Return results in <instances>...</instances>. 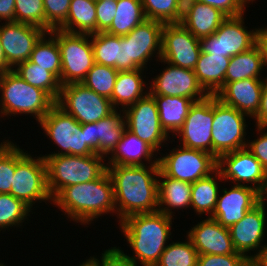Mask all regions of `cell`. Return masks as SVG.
Listing matches in <instances>:
<instances>
[{
	"instance_id": "6da1fadb",
	"label": "cell",
	"mask_w": 267,
	"mask_h": 266,
	"mask_svg": "<svg viewBox=\"0 0 267 266\" xmlns=\"http://www.w3.org/2000/svg\"><path fill=\"white\" fill-rule=\"evenodd\" d=\"M114 188L116 222L158 209L159 164L107 166Z\"/></svg>"
},
{
	"instance_id": "7a4b0ae2",
	"label": "cell",
	"mask_w": 267,
	"mask_h": 266,
	"mask_svg": "<svg viewBox=\"0 0 267 266\" xmlns=\"http://www.w3.org/2000/svg\"><path fill=\"white\" fill-rule=\"evenodd\" d=\"M174 219L177 218L159 211L127 216L118 223V228L133 254L124 253L119 246L114 247L136 266H155L173 238Z\"/></svg>"
},
{
	"instance_id": "3957f363",
	"label": "cell",
	"mask_w": 267,
	"mask_h": 266,
	"mask_svg": "<svg viewBox=\"0 0 267 266\" xmlns=\"http://www.w3.org/2000/svg\"><path fill=\"white\" fill-rule=\"evenodd\" d=\"M52 205L58 207L68 222L85 227L103 215L116 216L113 182L108 171L96 180L63 188L53 198Z\"/></svg>"
},
{
	"instance_id": "277c9868",
	"label": "cell",
	"mask_w": 267,
	"mask_h": 266,
	"mask_svg": "<svg viewBox=\"0 0 267 266\" xmlns=\"http://www.w3.org/2000/svg\"><path fill=\"white\" fill-rule=\"evenodd\" d=\"M0 119L32 117L36 123L49 112L55 101L42 89L32 86L12 69L0 72Z\"/></svg>"
},
{
	"instance_id": "5b68a950",
	"label": "cell",
	"mask_w": 267,
	"mask_h": 266,
	"mask_svg": "<svg viewBox=\"0 0 267 266\" xmlns=\"http://www.w3.org/2000/svg\"><path fill=\"white\" fill-rule=\"evenodd\" d=\"M42 157L46 163L48 189L52 198L63 188L96 180L107 170L106 158L99 154Z\"/></svg>"
},
{
	"instance_id": "8992f818",
	"label": "cell",
	"mask_w": 267,
	"mask_h": 266,
	"mask_svg": "<svg viewBox=\"0 0 267 266\" xmlns=\"http://www.w3.org/2000/svg\"><path fill=\"white\" fill-rule=\"evenodd\" d=\"M19 146L16 143V169L10 194L22 200L32 210L39 208L38 203L52 205L53 198L48 189L45 159L41 154H35L34 157L30 151Z\"/></svg>"
},
{
	"instance_id": "52a82bcc",
	"label": "cell",
	"mask_w": 267,
	"mask_h": 266,
	"mask_svg": "<svg viewBox=\"0 0 267 266\" xmlns=\"http://www.w3.org/2000/svg\"><path fill=\"white\" fill-rule=\"evenodd\" d=\"M37 127H41L44 134L56 146V151L49 155H77L89 156L96 154L87 144L85 132H82L80 124L72 115L66 113L56 103L41 119ZM58 146V148H57ZM60 150V151H59Z\"/></svg>"
},
{
	"instance_id": "ba28073f",
	"label": "cell",
	"mask_w": 267,
	"mask_h": 266,
	"mask_svg": "<svg viewBox=\"0 0 267 266\" xmlns=\"http://www.w3.org/2000/svg\"><path fill=\"white\" fill-rule=\"evenodd\" d=\"M159 153V170L167 177L193 183L210 176L217 170V158L203 150L177 145Z\"/></svg>"
},
{
	"instance_id": "9c48e42d",
	"label": "cell",
	"mask_w": 267,
	"mask_h": 266,
	"mask_svg": "<svg viewBox=\"0 0 267 266\" xmlns=\"http://www.w3.org/2000/svg\"><path fill=\"white\" fill-rule=\"evenodd\" d=\"M61 53L60 85L81 83L95 64L91 34L69 33L60 29L50 31Z\"/></svg>"
},
{
	"instance_id": "30bf717a",
	"label": "cell",
	"mask_w": 267,
	"mask_h": 266,
	"mask_svg": "<svg viewBox=\"0 0 267 266\" xmlns=\"http://www.w3.org/2000/svg\"><path fill=\"white\" fill-rule=\"evenodd\" d=\"M248 118V115L222 103L214 95L212 155L218 158L222 154L247 147Z\"/></svg>"
},
{
	"instance_id": "8fae6325",
	"label": "cell",
	"mask_w": 267,
	"mask_h": 266,
	"mask_svg": "<svg viewBox=\"0 0 267 266\" xmlns=\"http://www.w3.org/2000/svg\"><path fill=\"white\" fill-rule=\"evenodd\" d=\"M55 103L82 125L98 122L116 110L109 98L97 94L82 83L62 85Z\"/></svg>"
},
{
	"instance_id": "7c38bea8",
	"label": "cell",
	"mask_w": 267,
	"mask_h": 266,
	"mask_svg": "<svg viewBox=\"0 0 267 266\" xmlns=\"http://www.w3.org/2000/svg\"><path fill=\"white\" fill-rule=\"evenodd\" d=\"M244 16L228 17L214 34L201 38V52L231 58L254 47L258 27L249 30Z\"/></svg>"
},
{
	"instance_id": "4fadbf2b",
	"label": "cell",
	"mask_w": 267,
	"mask_h": 266,
	"mask_svg": "<svg viewBox=\"0 0 267 266\" xmlns=\"http://www.w3.org/2000/svg\"><path fill=\"white\" fill-rule=\"evenodd\" d=\"M124 118L126 129L150 145L158 154L160 149L169 148V144L175 142L161 127L157 104L150 93L125 108Z\"/></svg>"
},
{
	"instance_id": "5bb4252c",
	"label": "cell",
	"mask_w": 267,
	"mask_h": 266,
	"mask_svg": "<svg viewBox=\"0 0 267 266\" xmlns=\"http://www.w3.org/2000/svg\"><path fill=\"white\" fill-rule=\"evenodd\" d=\"M214 118V95L194 102L183 126L172 137L178 145L199 149L212 154V123ZM178 137V138H177Z\"/></svg>"
},
{
	"instance_id": "9a60e30c",
	"label": "cell",
	"mask_w": 267,
	"mask_h": 266,
	"mask_svg": "<svg viewBox=\"0 0 267 266\" xmlns=\"http://www.w3.org/2000/svg\"><path fill=\"white\" fill-rule=\"evenodd\" d=\"M164 66L149 81V93L152 96H180L195 102L205 99L208 94L199 84L194 70L177 67L160 59ZM152 80V82H151Z\"/></svg>"
},
{
	"instance_id": "2e32d148",
	"label": "cell",
	"mask_w": 267,
	"mask_h": 266,
	"mask_svg": "<svg viewBox=\"0 0 267 266\" xmlns=\"http://www.w3.org/2000/svg\"><path fill=\"white\" fill-rule=\"evenodd\" d=\"M200 53V39L181 23L164 24L160 59L177 67L194 70Z\"/></svg>"
},
{
	"instance_id": "e0dca14e",
	"label": "cell",
	"mask_w": 267,
	"mask_h": 266,
	"mask_svg": "<svg viewBox=\"0 0 267 266\" xmlns=\"http://www.w3.org/2000/svg\"><path fill=\"white\" fill-rule=\"evenodd\" d=\"M46 33L42 28L20 22L0 24V44L4 52V70L27 61L35 44Z\"/></svg>"
},
{
	"instance_id": "ac0fdd59",
	"label": "cell",
	"mask_w": 267,
	"mask_h": 266,
	"mask_svg": "<svg viewBox=\"0 0 267 266\" xmlns=\"http://www.w3.org/2000/svg\"><path fill=\"white\" fill-rule=\"evenodd\" d=\"M217 170L224 182L229 180L231 184L252 187L257 191L267 178L261 163L247 148L220 155Z\"/></svg>"
},
{
	"instance_id": "d6986e66",
	"label": "cell",
	"mask_w": 267,
	"mask_h": 266,
	"mask_svg": "<svg viewBox=\"0 0 267 266\" xmlns=\"http://www.w3.org/2000/svg\"><path fill=\"white\" fill-rule=\"evenodd\" d=\"M229 231L236 252L244 255L249 261H253L267 244L265 243L267 214L257 204L246 213L243 219L232 225Z\"/></svg>"
},
{
	"instance_id": "ffe728a7",
	"label": "cell",
	"mask_w": 267,
	"mask_h": 266,
	"mask_svg": "<svg viewBox=\"0 0 267 266\" xmlns=\"http://www.w3.org/2000/svg\"><path fill=\"white\" fill-rule=\"evenodd\" d=\"M163 26L162 22L145 19L127 34L129 60L138 69L148 71L153 58L156 64L160 60Z\"/></svg>"
},
{
	"instance_id": "44dd1931",
	"label": "cell",
	"mask_w": 267,
	"mask_h": 266,
	"mask_svg": "<svg viewBox=\"0 0 267 266\" xmlns=\"http://www.w3.org/2000/svg\"><path fill=\"white\" fill-rule=\"evenodd\" d=\"M257 204L258 191L252 187L234 184L228 189L221 187L211 218L223 227L230 228Z\"/></svg>"
},
{
	"instance_id": "7402d4cb",
	"label": "cell",
	"mask_w": 267,
	"mask_h": 266,
	"mask_svg": "<svg viewBox=\"0 0 267 266\" xmlns=\"http://www.w3.org/2000/svg\"><path fill=\"white\" fill-rule=\"evenodd\" d=\"M203 219V220H202ZM186 231L199 255H228L237 253L231 239L229 228L223 227L211 217H202ZM202 220V221H201Z\"/></svg>"
},
{
	"instance_id": "603a6c76",
	"label": "cell",
	"mask_w": 267,
	"mask_h": 266,
	"mask_svg": "<svg viewBox=\"0 0 267 266\" xmlns=\"http://www.w3.org/2000/svg\"><path fill=\"white\" fill-rule=\"evenodd\" d=\"M263 80L249 78L225 82L215 96L222 103L237 109L253 119L260 109Z\"/></svg>"
},
{
	"instance_id": "cb8c5ba5",
	"label": "cell",
	"mask_w": 267,
	"mask_h": 266,
	"mask_svg": "<svg viewBox=\"0 0 267 266\" xmlns=\"http://www.w3.org/2000/svg\"><path fill=\"white\" fill-rule=\"evenodd\" d=\"M228 17L220 10L196 0H184L181 24L196 38L214 34Z\"/></svg>"
},
{
	"instance_id": "d4e9b609",
	"label": "cell",
	"mask_w": 267,
	"mask_h": 266,
	"mask_svg": "<svg viewBox=\"0 0 267 266\" xmlns=\"http://www.w3.org/2000/svg\"><path fill=\"white\" fill-rule=\"evenodd\" d=\"M158 153L127 129L113 152L106 158L107 166H145L158 164Z\"/></svg>"
},
{
	"instance_id": "484cf974",
	"label": "cell",
	"mask_w": 267,
	"mask_h": 266,
	"mask_svg": "<svg viewBox=\"0 0 267 266\" xmlns=\"http://www.w3.org/2000/svg\"><path fill=\"white\" fill-rule=\"evenodd\" d=\"M146 72L145 69L118 71L110 98L115 109L124 110L149 93V77Z\"/></svg>"
},
{
	"instance_id": "4316f807",
	"label": "cell",
	"mask_w": 267,
	"mask_h": 266,
	"mask_svg": "<svg viewBox=\"0 0 267 266\" xmlns=\"http://www.w3.org/2000/svg\"><path fill=\"white\" fill-rule=\"evenodd\" d=\"M191 187V183L169 178L159 170L157 211L173 217L175 211L191 208Z\"/></svg>"
},
{
	"instance_id": "83f0119b",
	"label": "cell",
	"mask_w": 267,
	"mask_h": 266,
	"mask_svg": "<svg viewBox=\"0 0 267 266\" xmlns=\"http://www.w3.org/2000/svg\"><path fill=\"white\" fill-rule=\"evenodd\" d=\"M231 58L201 52L194 69L201 87L208 95H215L225 83Z\"/></svg>"
},
{
	"instance_id": "f1b7e54d",
	"label": "cell",
	"mask_w": 267,
	"mask_h": 266,
	"mask_svg": "<svg viewBox=\"0 0 267 266\" xmlns=\"http://www.w3.org/2000/svg\"><path fill=\"white\" fill-rule=\"evenodd\" d=\"M218 181L225 184L221 173L216 170L210 176L192 183L191 208L198 217L212 216L222 187Z\"/></svg>"
},
{
	"instance_id": "f546056e",
	"label": "cell",
	"mask_w": 267,
	"mask_h": 266,
	"mask_svg": "<svg viewBox=\"0 0 267 266\" xmlns=\"http://www.w3.org/2000/svg\"><path fill=\"white\" fill-rule=\"evenodd\" d=\"M261 48L258 44L249 49L231 57L226 70L225 82L239 81L249 78L264 79L266 71ZM263 73V74H262Z\"/></svg>"
},
{
	"instance_id": "4dcf8cb0",
	"label": "cell",
	"mask_w": 267,
	"mask_h": 266,
	"mask_svg": "<svg viewBox=\"0 0 267 266\" xmlns=\"http://www.w3.org/2000/svg\"><path fill=\"white\" fill-rule=\"evenodd\" d=\"M158 112L161 127L172 137L183 126L194 100L180 96H153ZM172 133V134H170Z\"/></svg>"
},
{
	"instance_id": "1f68e13d",
	"label": "cell",
	"mask_w": 267,
	"mask_h": 266,
	"mask_svg": "<svg viewBox=\"0 0 267 266\" xmlns=\"http://www.w3.org/2000/svg\"><path fill=\"white\" fill-rule=\"evenodd\" d=\"M58 29L69 33H96V0H71L67 19Z\"/></svg>"
},
{
	"instance_id": "d6a6232c",
	"label": "cell",
	"mask_w": 267,
	"mask_h": 266,
	"mask_svg": "<svg viewBox=\"0 0 267 266\" xmlns=\"http://www.w3.org/2000/svg\"><path fill=\"white\" fill-rule=\"evenodd\" d=\"M126 130L124 110H115L96 122V139L100 141V155L107 158L116 148Z\"/></svg>"
},
{
	"instance_id": "836d02e7",
	"label": "cell",
	"mask_w": 267,
	"mask_h": 266,
	"mask_svg": "<svg viewBox=\"0 0 267 266\" xmlns=\"http://www.w3.org/2000/svg\"><path fill=\"white\" fill-rule=\"evenodd\" d=\"M117 10L110 27L105 31L116 36L130 33L146 18L141 0H117Z\"/></svg>"
},
{
	"instance_id": "e575fe53",
	"label": "cell",
	"mask_w": 267,
	"mask_h": 266,
	"mask_svg": "<svg viewBox=\"0 0 267 266\" xmlns=\"http://www.w3.org/2000/svg\"><path fill=\"white\" fill-rule=\"evenodd\" d=\"M12 70L28 84L45 91L55 102L58 100L61 85L50 71L29 60L17 64Z\"/></svg>"
},
{
	"instance_id": "d590c367",
	"label": "cell",
	"mask_w": 267,
	"mask_h": 266,
	"mask_svg": "<svg viewBox=\"0 0 267 266\" xmlns=\"http://www.w3.org/2000/svg\"><path fill=\"white\" fill-rule=\"evenodd\" d=\"M29 61L50 71L60 82L61 53L57 38L51 32H46L35 44Z\"/></svg>"
},
{
	"instance_id": "8d00e7d4",
	"label": "cell",
	"mask_w": 267,
	"mask_h": 266,
	"mask_svg": "<svg viewBox=\"0 0 267 266\" xmlns=\"http://www.w3.org/2000/svg\"><path fill=\"white\" fill-rule=\"evenodd\" d=\"M35 212L22 200L11 194H0V233L9 232L10 228H21L30 221V214ZM27 221V222H25Z\"/></svg>"
},
{
	"instance_id": "74e56055",
	"label": "cell",
	"mask_w": 267,
	"mask_h": 266,
	"mask_svg": "<svg viewBox=\"0 0 267 266\" xmlns=\"http://www.w3.org/2000/svg\"><path fill=\"white\" fill-rule=\"evenodd\" d=\"M198 256L191 240L185 236L183 241L172 240L155 266H197Z\"/></svg>"
},
{
	"instance_id": "f35d334b",
	"label": "cell",
	"mask_w": 267,
	"mask_h": 266,
	"mask_svg": "<svg viewBox=\"0 0 267 266\" xmlns=\"http://www.w3.org/2000/svg\"><path fill=\"white\" fill-rule=\"evenodd\" d=\"M146 19L164 24L180 23L184 0H141Z\"/></svg>"
},
{
	"instance_id": "ab89813d",
	"label": "cell",
	"mask_w": 267,
	"mask_h": 266,
	"mask_svg": "<svg viewBox=\"0 0 267 266\" xmlns=\"http://www.w3.org/2000/svg\"><path fill=\"white\" fill-rule=\"evenodd\" d=\"M91 44L95 63L114 67L118 71V45L120 36L107 32L91 34Z\"/></svg>"
},
{
	"instance_id": "60d3db41",
	"label": "cell",
	"mask_w": 267,
	"mask_h": 266,
	"mask_svg": "<svg viewBox=\"0 0 267 266\" xmlns=\"http://www.w3.org/2000/svg\"><path fill=\"white\" fill-rule=\"evenodd\" d=\"M117 74L118 71L114 67L95 63L81 83L97 94L110 99Z\"/></svg>"
},
{
	"instance_id": "b9f144b4",
	"label": "cell",
	"mask_w": 267,
	"mask_h": 266,
	"mask_svg": "<svg viewBox=\"0 0 267 266\" xmlns=\"http://www.w3.org/2000/svg\"><path fill=\"white\" fill-rule=\"evenodd\" d=\"M15 21L45 30L43 0H15Z\"/></svg>"
},
{
	"instance_id": "7bdbcfd3",
	"label": "cell",
	"mask_w": 267,
	"mask_h": 266,
	"mask_svg": "<svg viewBox=\"0 0 267 266\" xmlns=\"http://www.w3.org/2000/svg\"><path fill=\"white\" fill-rule=\"evenodd\" d=\"M16 169V142L11 139L0 146V194H10Z\"/></svg>"
},
{
	"instance_id": "ee69618b",
	"label": "cell",
	"mask_w": 267,
	"mask_h": 266,
	"mask_svg": "<svg viewBox=\"0 0 267 266\" xmlns=\"http://www.w3.org/2000/svg\"><path fill=\"white\" fill-rule=\"evenodd\" d=\"M45 31L58 29L67 19L71 0H43Z\"/></svg>"
},
{
	"instance_id": "f6af8a7d",
	"label": "cell",
	"mask_w": 267,
	"mask_h": 266,
	"mask_svg": "<svg viewBox=\"0 0 267 266\" xmlns=\"http://www.w3.org/2000/svg\"><path fill=\"white\" fill-rule=\"evenodd\" d=\"M250 261L242 254L198 256L197 266H246Z\"/></svg>"
},
{
	"instance_id": "bcb514c9",
	"label": "cell",
	"mask_w": 267,
	"mask_h": 266,
	"mask_svg": "<svg viewBox=\"0 0 267 266\" xmlns=\"http://www.w3.org/2000/svg\"><path fill=\"white\" fill-rule=\"evenodd\" d=\"M254 127L256 129L255 131H257V139L250 140V136H247L248 143L246 148L261 163L264 171L267 173V128L256 125H254Z\"/></svg>"
},
{
	"instance_id": "7dc6e473",
	"label": "cell",
	"mask_w": 267,
	"mask_h": 266,
	"mask_svg": "<svg viewBox=\"0 0 267 266\" xmlns=\"http://www.w3.org/2000/svg\"><path fill=\"white\" fill-rule=\"evenodd\" d=\"M116 1H96V33L105 32L116 14Z\"/></svg>"
},
{
	"instance_id": "c3c4849f",
	"label": "cell",
	"mask_w": 267,
	"mask_h": 266,
	"mask_svg": "<svg viewBox=\"0 0 267 266\" xmlns=\"http://www.w3.org/2000/svg\"><path fill=\"white\" fill-rule=\"evenodd\" d=\"M200 3L215 7L227 17H237L246 13L249 7L243 0H196Z\"/></svg>"
},
{
	"instance_id": "681fc988",
	"label": "cell",
	"mask_w": 267,
	"mask_h": 266,
	"mask_svg": "<svg viewBox=\"0 0 267 266\" xmlns=\"http://www.w3.org/2000/svg\"><path fill=\"white\" fill-rule=\"evenodd\" d=\"M98 256V266H136L126 259L115 247H110L102 251Z\"/></svg>"
},
{
	"instance_id": "f907efd6",
	"label": "cell",
	"mask_w": 267,
	"mask_h": 266,
	"mask_svg": "<svg viewBox=\"0 0 267 266\" xmlns=\"http://www.w3.org/2000/svg\"><path fill=\"white\" fill-rule=\"evenodd\" d=\"M137 69L138 68L129 60L127 35L120 36V45H118V71Z\"/></svg>"
},
{
	"instance_id": "816d5d0a",
	"label": "cell",
	"mask_w": 267,
	"mask_h": 266,
	"mask_svg": "<svg viewBox=\"0 0 267 266\" xmlns=\"http://www.w3.org/2000/svg\"><path fill=\"white\" fill-rule=\"evenodd\" d=\"M252 120L254 125L267 128V74L263 80L260 109Z\"/></svg>"
},
{
	"instance_id": "f5cc1de1",
	"label": "cell",
	"mask_w": 267,
	"mask_h": 266,
	"mask_svg": "<svg viewBox=\"0 0 267 266\" xmlns=\"http://www.w3.org/2000/svg\"><path fill=\"white\" fill-rule=\"evenodd\" d=\"M82 132H85L86 144L96 153L100 155V141L96 139V122L86 123L82 125Z\"/></svg>"
},
{
	"instance_id": "db71d44e",
	"label": "cell",
	"mask_w": 267,
	"mask_h": 266,
	"mask_svg": "<svg viewBox=\"0 0 267 266\" xmlns=\"http://www.w3.org/2000/svg\"><path fill=\"white\" fill-rule=\"evenodd\" d=\"M15 21V0H0V23Z\"/></svg>"
},
{
	"instance_id": "11a10c76",
	"label": "cell",
	"mask_w": 267,
	"mask_h": 266,
	"mask_svg": "<svg viewBox=\"0 0 267 266\" xmlns=\"http://www.w3.org/2000/svg\"><path fill=\"white\" fill-rule=\"evenodd\" d=\"M257 44L261 48L264 65L267 69V26L258 27L257 30ZM267 72V71H266Z\"/></svg>"
},
{
	"instance_id": "9f6ffc18",
	"label": "cell",
	"mask_w": 267,
	"mask_h": 266,
	"mask_svg": "<svg viewBox=\"0 0 267 266\" xmlns=\"http://www.w3.org/2000/svg\"><path fill=\"white\" fill-rule=\"evenodd\" d=\"M258 204L264 209L265 213L267 214V178L258 191Z\"/></svg>"
},
{
	"instance_id": "6f0895ef",
	"label": "cell",
	"mask_w": 267,
	"mask_h": 266,
	"mask_svg": "<svg viewBox=\"0 0 267 266\" xmlns=\"http://www.w3.org/2000/svg\"><path fill=\"white\" fill-rule=\"evenodd\" d=\"M253 262L256 266H267V244L261 249L259 255Z\"/></svg>"
},
{
	"instance_id": "680465c9",
	"label": "cell",
	"mask_w": 267,
	"mask_h": 266,
	"mask_svg": "<svg viewBox=\"0 0 267 266\" xmlns=\"http://www.w3.org/2000/svg\"><path fill=\"white\" fill-rule=\"evenodd\" d=\"M89 258V259H88ZM84 262H79L80 264L77 266H98V257L97 255H93L88 257Z\"/></svg>"
},
{
	"instance_id": "91938a15",
	"label": "cell",
	"mask_w": 267,
	"mask_h": 266,
	"mask_svg": "<svg viewBox=\"0 0 267 266\" xmlns=\"http://www.w3.org/2000/svg\"><path fill=\"white\" fill-rule=\"evenodd\" d=\"M4 70V52L0 44V72Z\"/></svg>"
},
{
	"instance_id": "94428289",
	"label": "cell",
	"mask_w": 267,
	"mask_h": 266,
	"mask_svg": "<svg viewBox=\"0 0 267 266\" xmlns=\"http://www.w3.org/2000/svg\"><path fill=\"white\" fill-rule=\"evenodd\" d=\"M3 138H5V139H3V140L1 139L2 142L0 141L1 142L0 146L4 145L6 142L9 141V138L7 140H6V137H3Z\"/></svg>"
},
{
	"instance_id": "6125c7cd",
	"label": "cell",
	"mask_w": 267,
	"mask_h": 266,
	"mask_svg": "<svg viewBox=\"0 0 267 266\" xmlns=\"http://www.w3.org/2000/svg\"><path fill=\"white\" fill-rule=\"evenodd\" d=\"M247 5H250V3L253 5V2H255V0H243Z\"/></svg>"
},
{
	"instance_id": "be15d7a7",
	"label": "cell",
	"mask_w": 267,
	"mask_h": 266,
	"mask_svg": "<svg viewBox=\"0 0 267 266\" xmlns=\"http://www.w3.org/2000/svg\"><path fill=\"white\" fill-rule=\"evenodd\" d=\"M246 266H256L253 261H250Z\"/></svg>"
},
{
	"instance_id": "e7e4bbea",
	"label": "cell",
	"mask_w": 267,
	"mask_h": 266,
	"mask_svg": "<svg viewBox=\"0 0 267 266\" xmlns=\"http://www.w3.org/2000/svg\"><path fill=\"white\" fill-rule=\"evenodd\" d=\"M0 266H7L6 263L4 264V262H2V260H0Z\"/></svg>"
},
{
	"instance_id": "03108f58",
	"label": "cell",
	"mask_w": 267,
	"mask_h": 266,
	"mask_svg": "<svg viewBox=\"0 0 267 266\" xmlns=\"http://www.w3.org/2000/svg\"><path fill=\"white\" fill-rule=\"evenodd\" d=\"M96 1H105V0H96ZM110 1H117V0H110Z\"/></svg>"
}]
</instances>
